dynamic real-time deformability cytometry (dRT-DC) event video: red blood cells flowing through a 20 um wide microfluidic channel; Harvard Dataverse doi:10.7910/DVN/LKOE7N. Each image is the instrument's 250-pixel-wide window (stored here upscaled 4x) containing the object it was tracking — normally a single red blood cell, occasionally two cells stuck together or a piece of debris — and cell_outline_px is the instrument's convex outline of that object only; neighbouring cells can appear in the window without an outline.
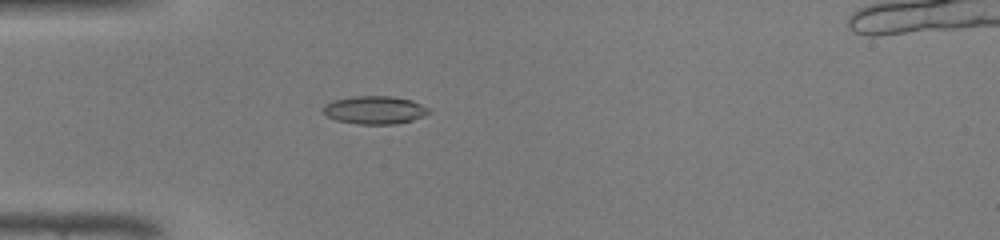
{"species": "common noctule bat (a hibernating species)", "species_latin": "Nyctalus noctula", "temperature_condition": "warm", "stored_images_in_passage": 47, "camera_frame_rate_fps": 3000, "um_per_image_px": 0.085, "animal": {"sex": "male", "body_mass_g": 19.0, "forearm_length_mm": 50.8}, "frame": {"image": 1, "passage_image": 14, "time_ms": 4.333, "image_size_px": [1000, 240], "cell_outline_px": [[432, 112], [424, 116], [412, 120], [396, 124], [356, 124], [336, 120], [328, 116], [324, 112], [324, 104], [336, 100], [352, 96], [392, 96], [412, 100], [428, 108]], "centroid_in_image_um": [31.88, 9.35], "position_along_channel_um": 53.1, "area_um2": 17.22}}
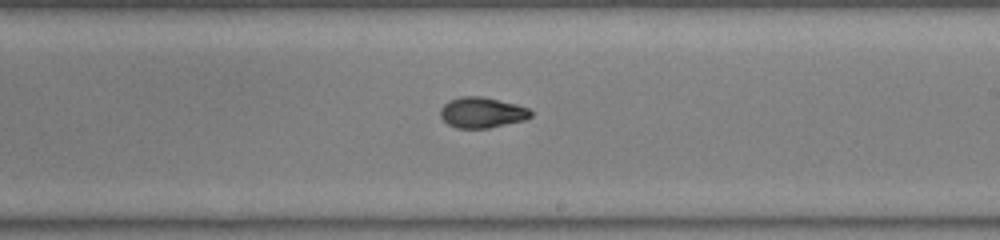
{"frame": {"image": 2, "passage_image": 28, "time_ms": 9.0, "image_size_px": [1000, 240], "cell_outline_px": [[532, 116], [524, 120], [488, 128], [456, 128], [448, 124], [440, 116], [440, 108], [448, 100], [460, 96], [484, 96], [516, 104], [528, 108], [532, 112]], "centroid_in_image_um": [40.95, 9.55], "position_along_channel_um": 248.1, "area_um2": 16.24}}
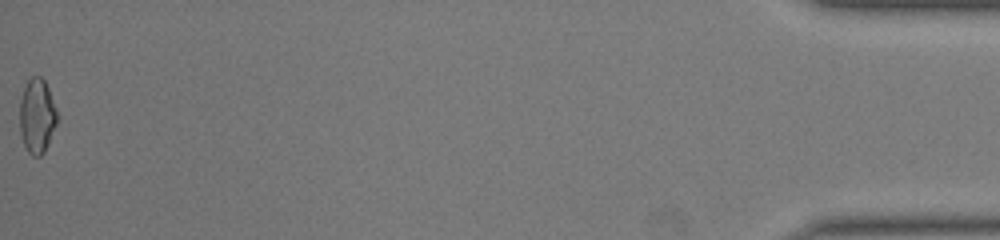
{"frame": {"image": 3, "passage_image": 47, "time_ms": 15.333, "image_size_px": [1000, 240], "cell_outline_px": [[56, 124], [48, 144], [44, 152], [40, 156], [32, 156], [28, 152], [24, 144], [20, 132], [20, 100], [24, 88], [28, 80], [32, 76], [40, 76], [44, 80], [48, 88], [56, 108]], "centroid_in_image_um": [3.14, 9.86], "position_along_channel_um": 432.1, "area_um2": 16.07}, "authors_computed_cell_mechanics": {"area_um2": 16.2418, "velocity_mm_per_s": 4.3942, "shape_relaxation_time_tau1_ms": 6.1085, "shape_relaxation_time_tau2_ms": 1.915, "deformation_change_tau1": 0.2227, "deformation_change_tau2": 0.0511}}